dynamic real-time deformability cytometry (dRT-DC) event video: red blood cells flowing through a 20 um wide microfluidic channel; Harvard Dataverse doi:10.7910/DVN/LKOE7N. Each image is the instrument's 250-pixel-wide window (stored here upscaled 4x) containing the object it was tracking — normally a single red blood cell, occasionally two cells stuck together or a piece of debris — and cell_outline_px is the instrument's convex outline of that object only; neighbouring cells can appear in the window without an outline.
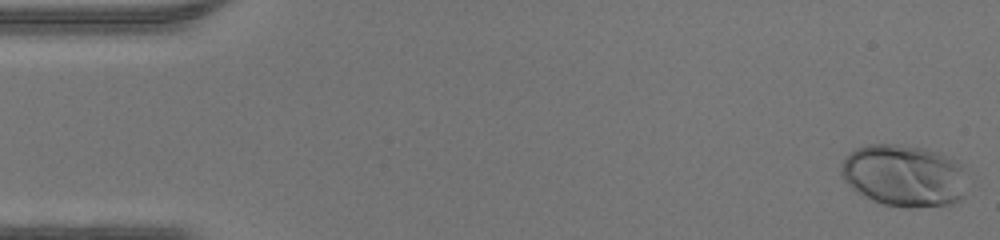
{"species": "human", "species_latin": "Homo sapiens", "temperature_condition": "warm", "stored_images_in_passage": 46, "camera_frame_rate_fps": 3000, "um_per_image_px": 0.085, "donor": {"sex": "male"}, "frame": {"image": 1, "passage_image": 1, "time_ms": 0.0, "image_size_px": [1000, 240], "cell_outline_px": [[960, 200], [952, 204], [908, 208], [884, 204], [872, 200], [856, 192], [840, 176], [840, 164], [856, 148], [868, 144], [896, 144], [924, 148], [940, 152], [956, 160], [960, 164]], "centroid_in_image_um": [76.73, 14.91], "position_along_channel_um": 8.3, "area_um2": 44.91}}
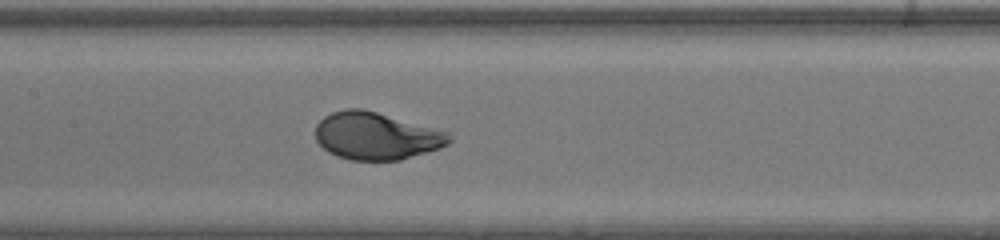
{"frame": {"image": 2, "passage_image": 22, "time_ms": 7.0, "image_size_px": [1000, 240], "cell_outline_px": [[452, 140], [448, 144], [440, 148], [400, 160], [348, 160], [336, 156], [328, 152], [316, 140], [316, 124], [324, 116], [332, 112], [344, 108], [360, 108], [376, 112], [448, 132]], "centroid_in_image_um": [31.95, 11.56], "position_along_channel_um": 175.5, "area_um2": 36.76}}
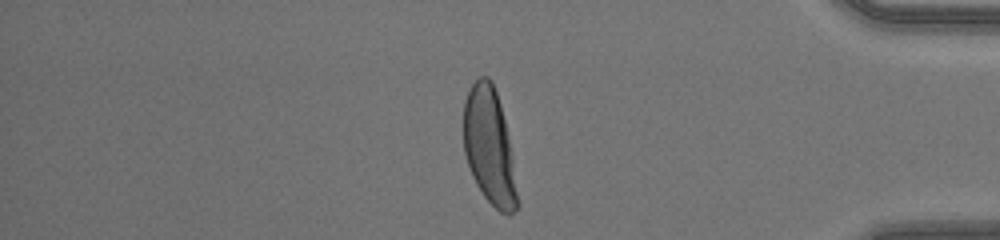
{"frame": {"image": 3, "passage_image": 39, "time_ms": 12.667, "image_size_px": [1000, 240], "cell_outline_px": [[520, 204], [508, 216], [500, 212], [484, 196], [476, 184], [472, 176], [464, 152], [464, 100], [472, 84], [480, 76], [488, 76], [492, 80], [500, 104], [504, 120], [508, 140]], "centroid_in_image_um": [41.58, 12.46], "position_along_channel_um": 393.6, "area_um2": 36.01}}